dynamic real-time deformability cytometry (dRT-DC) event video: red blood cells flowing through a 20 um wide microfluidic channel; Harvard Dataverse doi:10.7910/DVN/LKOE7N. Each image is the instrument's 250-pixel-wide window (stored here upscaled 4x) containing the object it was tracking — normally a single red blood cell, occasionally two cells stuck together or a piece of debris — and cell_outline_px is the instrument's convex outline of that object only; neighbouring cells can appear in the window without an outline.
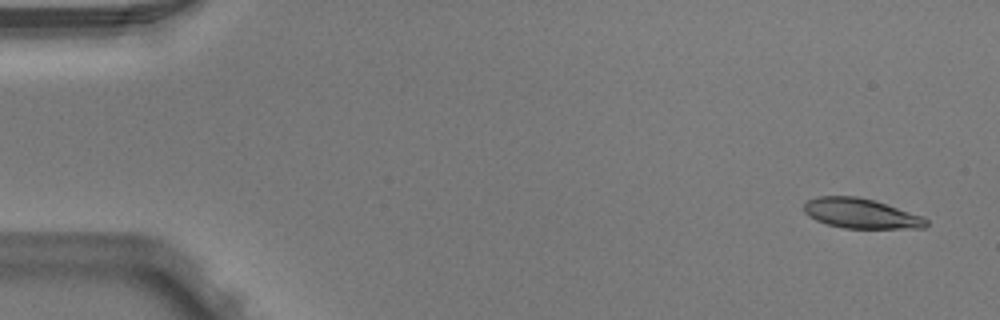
{"species": "Egyptian fruit bat (a non-hibernating species)", "species_latin": "Rousettus aegyptiacus", "temperature_condition": "warm", "stored_images_in_passage": 5, "camera_frame_rate_fps": 3000, "um_per_image_px": 0.085, "animal": {"sex": "male"}, "frame": {"image": 1, "passage_image": 1, "time_ms": 0.0, "image_size_px": [1000, 320], "cell_outline_px": [[928, 224], [924, 228], [844, 228], [828, 224], [816, 220], [808, 216], [804, 212], [804, 204], [808, 200], [816, 196], [856, 196], [872, 200], [924, 216], [928, 220]], "centroid_in_image_um": [73.17, 18.14], "position_along_channel_um": 11.8, "area_um2": 21.21}}
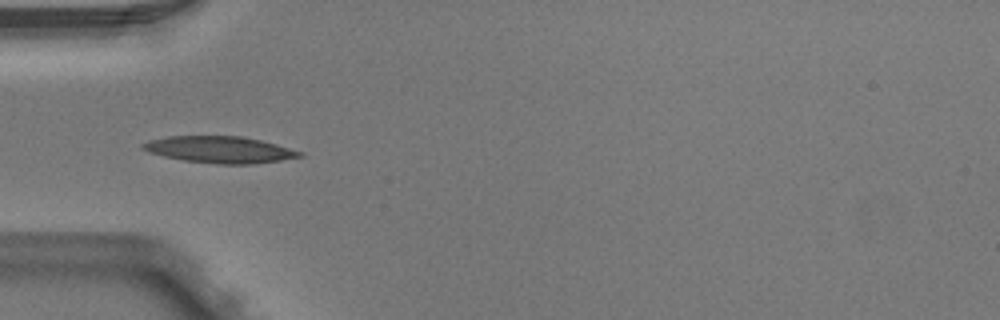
{"frame": {"image": 2, "passage_image": 5, "time_ms": 1.333, "image_size_px": [1000, 320], "cell_outline_px": [[304, 156], [280, 160], [252, 164], [216, 164], [184, 160], [164, 156], [148, 152], [140, 148], [140, 144], [148, 140], [168, 136], [240, 136], [260, 140], [276, 144], [304, 152]], "centroid_in_image_um": [18.65, 12.71], "position_along_channel_um": 66.3, "area_um2": 24.39}}